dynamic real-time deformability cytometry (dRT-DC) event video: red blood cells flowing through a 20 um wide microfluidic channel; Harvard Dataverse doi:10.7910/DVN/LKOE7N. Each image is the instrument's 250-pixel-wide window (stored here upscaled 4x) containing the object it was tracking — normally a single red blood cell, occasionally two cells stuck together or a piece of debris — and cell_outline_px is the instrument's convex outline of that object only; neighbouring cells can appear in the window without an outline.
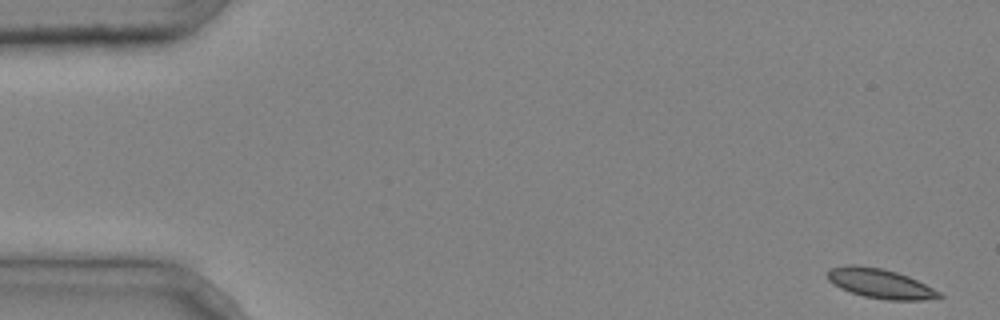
{"species": "common noctule bat (a hibernating species)", "species_latin": "Nyctalus noctula", "temperature_condition": "cold", "stored_images_in_passage": 5, "camera_frame_rate_fps": 3000, "um_per_image_px": 0.085, "animal": {"sex": "male", "body_mass_g": 20.4}, "frame": {"image": 1, "passage_image": 1, "time_ms": 0.0, "image_size_px": [1000, 320], "cell_outline_px": [[944, 296], [924, 300], [888, 300], [864, 296], [840, 288], [828, 280], [828, 272], [832, 268], [848, 264], [856, 264], [884, 268], [908, 276], [940, 292]], "centroid_in_image_um": [74.81, 24.09], "position_along_channel_um": 10.2, "area_um2": 19.07}}
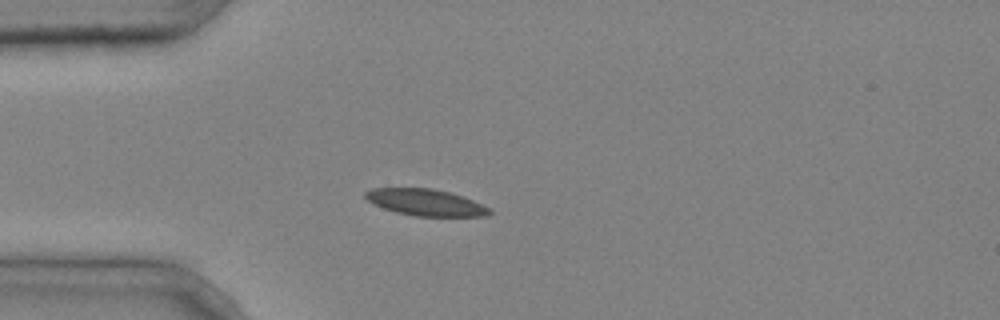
{"frame": {"image": 2, "passage_image": 4, "time_ms": 1.0, "image_size_px": [1000, 320], "cell_outline_px": [[492, 212], [488, 216], [416, 216], [396, 212], [384, 208], [368, 200], [364, 196], [364, 192], [372, 188], [432, 188], [464, 196], [492, 208]], "centroid_in_image_um": [36.23, 17.2], "position_along_channel_um": 48.8, "area_um2": 19.25}}